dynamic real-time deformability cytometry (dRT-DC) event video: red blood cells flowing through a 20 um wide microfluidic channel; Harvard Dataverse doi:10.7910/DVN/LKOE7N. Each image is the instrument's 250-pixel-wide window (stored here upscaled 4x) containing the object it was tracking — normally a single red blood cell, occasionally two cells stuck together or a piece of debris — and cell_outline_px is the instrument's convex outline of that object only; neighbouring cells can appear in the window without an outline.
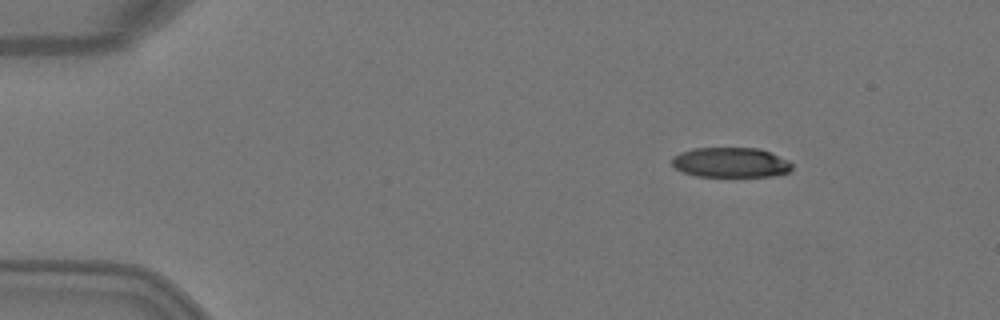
{"species": "Egyptian fruit bat (a non-hibernating species)", "species_latin": "Rousettus aegyptiacus", "temperature_condition": "warm", "stored_images_in_passage": 5, "camera_frame_rate_fps": 3000, "um_per_image_px": 0.085, "animal": {"sex": "female"}, "frame": {"image": 1, "passage_image": 1, "time_ms": 0.0, "image_size_px": [1000, 320], "cell_outline_px": [[792, 168], [788, 172], [772, 176], [696, 176], [684, 172], [676, 168], [672, 164], [672, 156], [680, 152], [692, 148], [760, 148], [772, 152], [788, 160], [792, 164]], "centroid_in_image_um": [62.11, 13.8], "position_along_channel_um": 22.9, "area_um2": 21.04}}
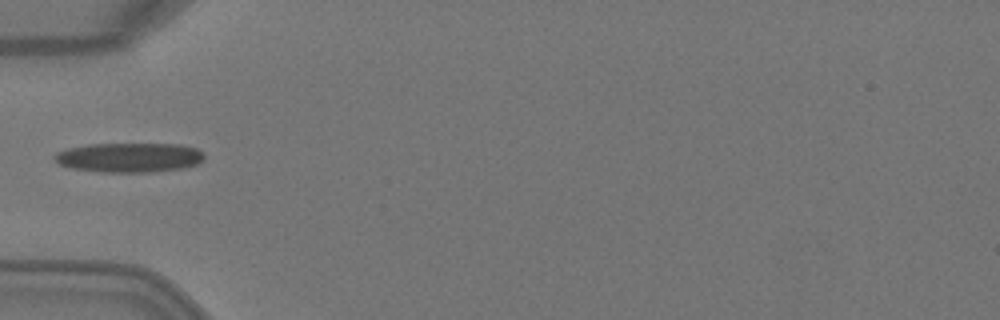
{"frame": {"image": 2, "passage_image": 4, "time_ms": 1.0, "image_size_px": [1000, 320], "cell_outline_px": [[204, 156], [196, 164], [180, 168], [148, 172], [104, 172], [72, 168], [60, 164], [52, 156], [56, 152], [68, 148], [88, 144], [180, 144], [196, 148]], "centroid_in_image_um": [10.93, 13.38], "position_along_channel_um": 74.1, "area_um2": 25.43}}